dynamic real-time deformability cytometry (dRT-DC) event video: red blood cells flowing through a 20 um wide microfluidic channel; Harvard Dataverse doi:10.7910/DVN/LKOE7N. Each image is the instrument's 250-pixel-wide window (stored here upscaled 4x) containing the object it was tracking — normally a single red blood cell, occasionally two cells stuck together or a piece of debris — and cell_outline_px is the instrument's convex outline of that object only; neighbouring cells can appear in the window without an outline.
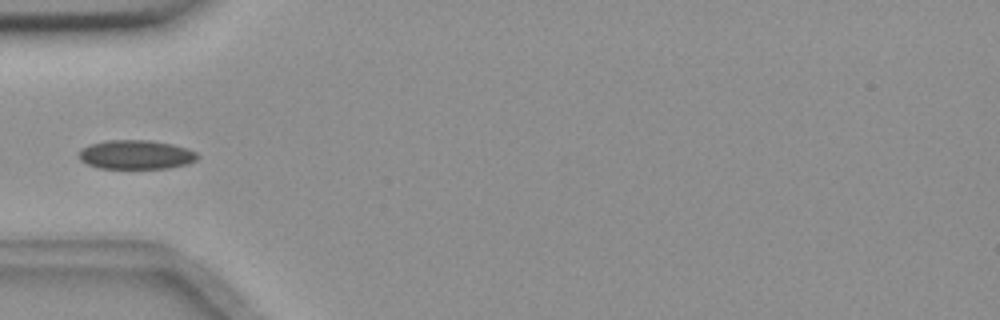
{"species": "common noctule bat (a hibernating species)", "species_latin": "Nyctalus noctula", "temperature_condition": "room temperature", "stored_images_in_passage": 13, "camera_frame_rate_fps": 3000, "um_per_image_px": 0.085, "animal": {"sex": "female", "body_mass_g": 18.4}, "frame": {"image": 1, "passage_image": 4, "time_ms": 1.0, "image_size_px": [1000, 320], "cell_outline_px": [[200, 156], [196, 160], [188, 164], [168, 168], [100, 168], [88, 164], [80, 160], [80, 148], [88, 144], [104, 140], [152, 140], [172, 144], [188, 148], [196, 152]], "centroid_in_image_um": [11.57, 13.13], "position_along_channel_um": 73.4, "area_um2": 20.29}}
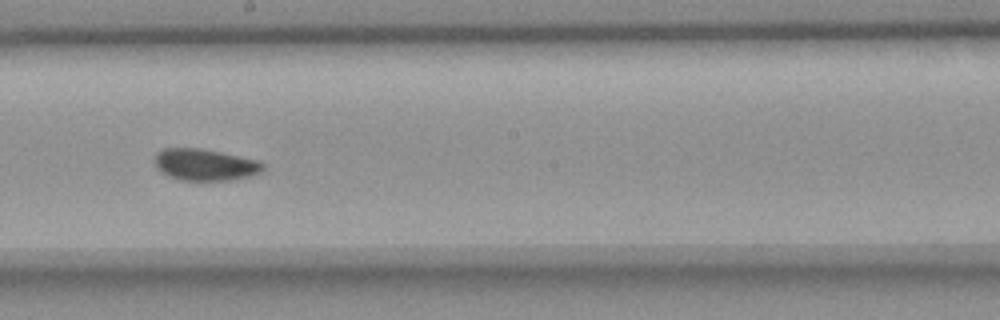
{"frame": {"image": 2, "passage_image": 8, "time_ms": 2.333, "image_size_px": [1000, 320], "cell_outline_px": [[264, 168], [260, 172], [248, 176], [228, 180], [180, 180], [168, 176], [156, 164], [156, 152], [164, 148], [200, 148], [260, 160], [264, 164]], "centroid_in_image_um": [17.46, 13.99], "position_along_channel_um": 230.7, "area_um2": 19.71}}
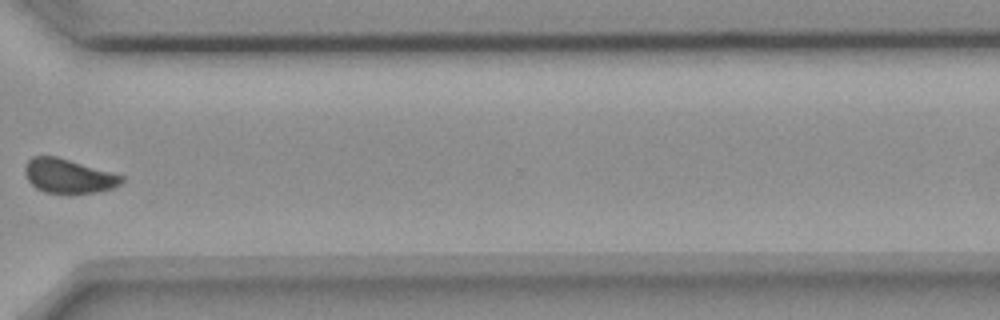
{"frame": {"image": 3, "passage_image": 11, "time_ms": 3.333, "image_size_px": [1000, 320], "cell_outline_px": [[124, 180], [120, 184], [112, 188], [96, 192], [44, 192], [36, 188], [28, 180], [24, 172], [24, 168], [28, 160], [32, 156], [56, 156], [124, 176]], "centroid_in_image_um": [5.79, 14.94], "position_along_channel_um": 364.8, "area_um2": 18.9}}